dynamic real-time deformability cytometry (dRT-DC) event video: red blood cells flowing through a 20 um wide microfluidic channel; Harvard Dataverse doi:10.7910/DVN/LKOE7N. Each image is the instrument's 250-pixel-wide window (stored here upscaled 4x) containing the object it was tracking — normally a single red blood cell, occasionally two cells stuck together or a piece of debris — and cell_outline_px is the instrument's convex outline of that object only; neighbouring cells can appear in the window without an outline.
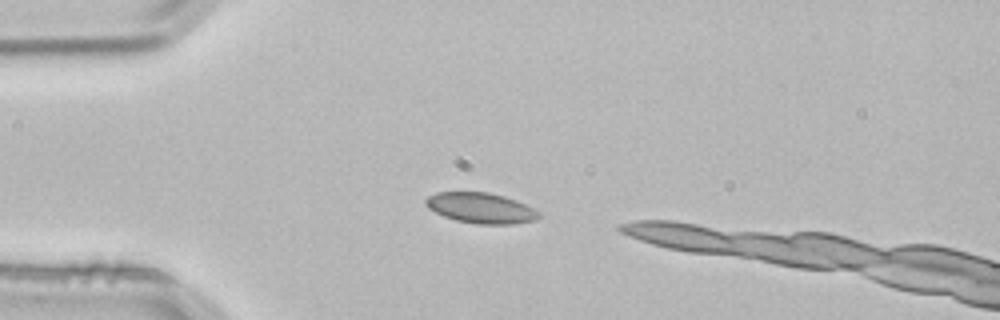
{"species": "common noctule bat (a hibernating species)", "species_latin": "Nyctalus noctula", "temperature_condition": "room temperature", "stored_images_in_passage": 3, "camera_frame_rate_fps": 3000, "um_per_image_px": 0.085, "animal": {"sex": "male", "body_mass_g": 21.5, "forearm_length_mm": 52.0}, "frame": {"image": 1, "passage_image": 1, "time_ms": 0.0, "image_size_px": [1000, 320], "cell_outline_px": [[540, 216], [536, 220], [512, 224], [476, 224], [456, 220], [444, 216], [428, 208], [424, 204], [424, 200], [428, 196], [436, 192], [488, 192], [504, 196], [516, 200], [540, 212]], "centroid_in_image_um": [40.85, 17.68], "position_along_channel_um": 44.1, "area_um2": 20.11}}